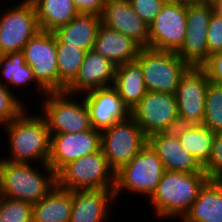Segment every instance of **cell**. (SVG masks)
Returning <instances> with one entry per match:
<instances>
[{
	"mask_svg": "<svg viewBox=\"0 0 222 222\" xmlns=\"http://www.w3.org/2000/svg\"><path fill=\"white\" fill-rule=\"evenodd\" d=\"M107 0H73L79 13L95 14L101 16Z\"/></svg>",
	"mask_w": 222,
	"mask_h": 222,
	"instance_id": "8d00e7d4",
	"label": "cell"
},
{
	"mask_svg": "<svg viewBox=\"0 0 222 222\" xmlns=\"http://www.w3.org/2000/svg\"><path fill=\"white\" fill-rule=\"evenodd\" d=\"M209 83L201 67L190 66L180 77L175 92L180 124H202Z\"/></svg>",
	"mask_w": 222,
	"mask_h": 222,
	"instance_id": "5bb4252c",
	"label": "cell"
},
{
	"mask_svg": "<svg viewBox=\"0 0 222 222\" xmlns=\"http://www.w3.org/2000/svg\"><path fill=\"white\" fill-rule=\"evenodd\" d=\"M174 131L182 147L203 165L209 158L216 133L203 124H179Z\"/></svg>",
	"mask_w": 222,
	"mask_h": 222,
	"instance_id": "4316f807",
	"label": "cell"
},
{
	"mask_svg": "<svg viewBox=\"0 0 222 222\" xmlns=\"http://www.w3.org/2000/svg\"><path fill=\"white\" fill-rule=\"evenodd\" d=\"M208 53L222 52V16L212 13L207 30Z\"/></svg>",
	"mask_w": 222,
	"mask_h": 222,
	"instance_id": "e575fe53",
	"label": "cell"
},
{
	"mask_svg": "<svg viewBox=\"0 0 222 222\" xmlns=\"http://www.w3.org/2000/svg\"><path fill=\"white\" fill-rule=\"evenodd\" d=\"M146 144L147 136L131 116L101 131V149L115 173Z\"/></svg>",
	"mask_w": 222,
	"mask_h": 222,
	"instance_id": "ba28073f",
	"label": "cell"
},
{
	"mask_svg": "<svg viewBox=\"0 0 222 222\" xmlns=\"http://www.w3.org/2000/svg\"><path fill=\"white\" fill-rule=\"evenodd\" d=\"M50 135V156L47 164L56 174L71 161L101 149V131L94 128L84 132Z\"/></svg>",
	"mask_w": 222,
	"mask_h": 222,
	"instance_id": "9a60e30c",
	"label": "cell"
},
{
	"mask_svg": "<svg viewBox=\"0 0 222 222\" xmlns=\"http://www.w3.org/2000/svg\"><path fill=\"white\" fill-rule=\"evenodd\" d=\"M36 9L40 30L53 32L78 14L73 0H31Z\"/></svg>",
	"mask_w": 222,
	"mask_h": 222,
	"instance_id": "484cf974",
	"label": "cell"
},
{
	"mask_svg": "<svg viewBox=\"0 0 222 222\" xmlns=\"http://www.w3.org/2000/svg\"><path fill=\"white\" fill-rule=\"evenodd\" d=\"M14 92L0 83V126L17 118L26 108Z\"/></svg>",
	"mask_w": 222,
	"mask_h": 222,
	"instance_id": "1f68e13d",
	"label": "cell"
},
{
	"mask_svg": "<svg viewBox=\"0 0 222 222\" xmlns=\"http://www.w3.org/2000/svg\"><path fill=\"white\" fill-rule=\"evenodd\" d=\"M147 143L162 161L165 171L182 173L203 171L198 160L182 147L174 130L152 134L147 137Z\"/></svg>",
	"mask_w": 222,
	"mask_h": 222,
	"instance_id": "d6986e66",
	"label": "cell"
},
{
	"mask_svg": "<svg viewBox=\"0 0 222 222\" xmlns=\"http://www.w3.org/2000/svg\"><path fill=\"white\" fill-rule=\"evenodd\" d=\"M25 63L36 81L47 92H58L56 37L53 32L40 30L24 46Z\"/></svg>",
	"mask_w": 222,
	"mask_h": 222,
	"instance_id": "8fae6325",
	"label": "cell"
},
{
	"mask_svg": "<svg viewBox=\"0 0 222 222\" xmlns=\"http://www.w3.org/2000/svg\"><path fill=\"white\" fill-rule=\"evenodd\" d=\"M84 95L91 126L96 130L103 131L131 116L130 109L113 86L98 88Z\"/></svg>",
	"mask_w": 222,
	"mask_h": 222,
	"instance_id": "2e32d148",
	"label": "cell"
},
{
	"mask_svg": "<svg viewBox=\"0 0 222 222\" xmlns=\"http://www.w3.org/2000/svg\"><path fill=\"white\" fill-rule=\"evenodd\" d=\"M0 222H33V204L0 196Z\"/></svg>",
	"mask_w": 222,
	"mask_h": 222,
	"instance_id": "4dcf8cb0",
	"label": "cell"
},
{
	"mask_svg": "<svg viewBox=\"0 0 222 222\" xmlns=\"http://www.w3.org/2000/svg\"><path fill=\"white\" fill-rule=\"evenodd\" d=\"M116 65L106 57L98 54L95 50L85 53L79 73L75 80L65 89L72 94L87 93L98 88L112 86L116 74Z\"/></svg>",
	"mask_w": 222,
	"mask_h": 222,
	"instance_id": "ac0fdd59",
	"label": "cell"
},
{
	"mask_svg": "<svg viewBox=\"0 0 222 222\" xmlns=\"http://www.w3.org/2000/svg\"><path fill=\"white\" fill-rule=\"evenodd\" d=\"M204 171L199 173H182L165 171L149 198L155 216L161 219H183L197 199L199 190L208 180Z\"/></svg>",
	"mask_w": 222,
	"mask_h": 222,
	"instance_id": "7a4b0ae2",
	"label": "cell"
},
{
	"mask_svg": "<svg viewBox=\"0 0 222 222\" xmlns=\"http://www.w3.org/2000/svg\"><path fill=\"white\" fill-rule=\"evenodd\" d=\"M200 67L210 82L222 85V52L210 55Z\"/></svg>",
	"mask_w": 222,
	"mask_h": 222,
	"instance_id": "d590c367",
	"label": "cell"
},
{
	"mask_svg": "<svg viewBox=\"0 0 222 222\" xmlns=\"http://www.w3.org/2000/svg\"><path fill=\"white\" fill-rule=\"evenodd\" d=\"M131 117L147 137L173 131L180 124L175 94L147 91L131 110Z\"/></svg>",
	"mask_w": 222,
	"mask_h": 222,
	"instance_id": "9c48e42d",
	"label": "cell"
},
{
	"mask_svg": "<svg viewBox=\"0 0 222 222\" xmlns=\"http://www.w3.org/2000/svg\"><path fill=\"white\" fill-rule=\"evenodd\" d=\"M0 69L2 70L0 73L5 80L4 82L0 80V83L9 90L12 91L9 86L14 88L25 86L26 88L28 83L30 84L33 82L39 89V92H42V95L47 93V91L36 81L31 67L25 63L24 53L22 51L0 55Z\"/></svg>",
	"mask_w": 222,
	"mask_h": 222,
	"instance_id": "83f0119b",
	"label": "cell"
},
{
	"mask_svg": "<svg viewBox=\"0 0 222 222\" xmlns=\"http://www.w3.org/2000/svg\"><path fill=\"white\" fill-rule=\"evenodd\" d=\"M136 14L148 25L161 12L167 0H129Z\"/></svg>",
	"mask_w": 222,
	"mask_h": 222,
	"instance_id": "836d02e7",
	"label": "cell"
},
{
	"mask_svg": "<svg viewBox=\"0 0 222 222\" xmlns=\"http://www.w3.org/2000/svg\"><path fill=\"white\" fill-rule=\"evenodd\" d=\"M202 168L209 179H222V135L215 134L209 158Z\"/></svg>",
	"mask_w": 222,
	"mask_h": 222,
	"instance_id": "d6a6232c",
	"label": "cell"
},
{
	"mask_svg": "<svg viewBox=\"0 0 222 222\" xmlns=\"http://www.w3.org/2000/svg\"><path fill=\"white\" fill-rule=\"evenodd\" d=\"M183 222H222V179H208Z\"/></svg>",
	"mask_w": 222,
	"mask_h": 222,
	"instance_id": "603a6c76",
	"label": "cell"
},
{
	"mask_svg": "<svg viewBox=\"0 0 222 222\" xmlns=\"http://www.w3.org/2000/svg\"><path fill=\"white\" fill-rule=\"evenodd\" d=\"M187 4L166 1L149 24L148 48L177 52L185 39Z\"/></svg>",
	"mask_w": 222,
	"mask_h": 222,
	"instance_id": "7c38bea8",
	"label": "cell"
},
{
	"mask_svg": "<svg viewBox=\"0 0 222 222\" xmlns=\"http://www.w3.org/2000/svg\"><path fill=\"white\" fill-rule=\"evenodd\" d=\"M202 124L216 134L222 131V85L210 82L206 91Z\"/></svg>",
	"mask_w": 222,
	"mask_h": 222,
	"instance_id": "f546056e",
	"label": "cell"
},
{
	"mask_svg": "<svg viewBox=\"0 0 222 222\" xmlns=\"http://www.w3.org/2000/svg\"><path fill=\"white\" fill-rule=\"evenodd\" d=\"M26 114L27 109L4 124L9 140L10 158L2 159L12 163H34L38 160L39 165L47 164L51 143L47 122L42 115Z\"/></svg>",
	"mask_w": 222,
	"mask_h": 222,
	"instance_id": "6da1fadb",
	"label": "cell"
},
{
	"mask_svg": "<svg viewBox=\"0 0 222 222\" xmlns=\"http://www.w3.org/2000/svg\"><path fill=\"white\" fill-rule=\"evenodd\" d=\"M213 12L212 4H187L185 39L176 53L189 66L200 67L210 56L207 30Z\"/></svg>",
	"mask_w": 222,
	"mask_h": 222,
	"instance_id": "4fadbf2b",
	"label": "cell"
},
{
	"mask_svg": "<svg viewBox=\"0 0 222 222\" xmlns=\"http://www.w3.org/2000/svg\"><path fill=\"white\" fill-rule=\"evenodd\" d=\"M215 1L216 0H201V2H205V3H208V4H212Z\"/></svg>",
	"mask_w": 222,
	"mask_h": 222,
	"instance_id": "ab89813d",
	"label": "cell"
},
{
	"mask_svg": "<svg viewBox=\"0 0 222 222\" xmlns=\"http://www.w3.org/2000/svg\"><path fill=\"white\" fill-rule=\"evenodd\" d=\"M101 24L148 47L149 25L133 10L129 0H107L101 14Z\"/></svg>",
	"mask_w": 222,
	"mask_h": 222,
	"instance_id": "e0dca14e",
	"label": "cell"
},
{
	"mask_svg": "<svg viewBox=\"0 0 222 222\" xmlns=\"http://www.w3.org/2000/svg\"><path fill=\"white\" fill-rule=\"evenodd\" d=\"M72 210V191L56 186L40 201L33 204V222H69Z\"/></svg>",
	"mask_w": 222,
	"mask_h": 222,
	"instance_id": "d4e9b609",
	"label": "cell"
},
{
	"mask_svg": "<svg viewBox=\"0 0 222 222\" xmlns=\"http://www.w3.org/2000/svg\"><path fill=\"white\" fill-rule=\"evenodd\" d=\"M57 185L67 190L114 189L115 172L100 149L71 161L57 174Z\"/></svg>",
	"mask_w": 222,
	"mask_h": 222,
	"instance_id": "5b68a950",
	"label": "cell"
},
{
	"mask_svg": "<svg viewBox=\"0 0 222 222\" xmlns=\"http://www.w3.org/2000/svg\"><path fill=\"white\" fill-rule=\"evenodd\" d=\"M7 9L0 17V55L22 51L25 44L40 31L31 0H22Z\"/></svg>",
	"mask_w": 222,
	"mask_h": 222,
	"instance_id": "30bf717a",
	"label": "cell"
},
{
	"mask_svg": "<svg viewBox=\"0 0 222 222\" xmlns=\"http://www.w3.org/2000/svg\"><path fill=\"white\" fill-rule=\"evenodd\" d=\"M40 107L50 134L84 132L92 129L85 101H76L72 94L47 92ZM80 102V103H79Z\"/></svg>",
	"mask_w": 222,
	"mask_h": 222,
	"instance_id": "52a82bcc",
	"label": "cell"
},
{
	"mask_svg": "<svg viewBox=\"0 0 222 222\" xmlns=\"http://www.w3.org/2000/svg\"><path fill=\"white\" fill-rule=\"evenodd\" d=\"M56 52L59 72L58 92H64L77 77L86 52L63 43H56Z\"/></svg>",
	"mask_w": 222,
	"mask_h": 222,
	"instance_id": "f1b7e54d",
	"label": "cell"
},
{
	"mask_svg": "<svg viewBox=\"0 0 222 222\" xmlns=\"http://www.w3.org/2000/svg\"><path fill=\"white\" fill-rule=\"evenodd\" d=\"M142 47L127 35L101 24L93 50L116 66L135 61Z\"/></svg>",
	"mask_w": 222,
	"mask_h": 222,
	"instance_id": "44dd1931",
	"label": "cell"
},
{
	"mask_svg": "<svg viewBox=\"0 0 222 222\" xmlns=\"http://www.w3.org/2000/svg\"><path fill=\"white\" fill-rule=\"evenodd\" d=\"M165 169L160 158L147 143L126 165L115 173V200L125 189L131 193L152 196Z\"/></svg>",
	"mask_w": 222,
	"mask_h": 222,
	"instance_id": "277c9868",
	"label": "cell"
},
{
	"mask_svg": "<svg viewBox=\"0 0 222 222\" xmlns=\"http://www.w3.org/2000/svg\"><path fill=\"white\" fill-rule=\"evenodd\" d=\"M41 167L43 172L30 163H12L0 158V196L31 204L43 199L56 186L57 178L48 164Z\"/></svg>",
	"mask_w": 222,
	"mask_h": 222,
	"instance_id": "3957f363",
	"label": "cell"
},
{
	"mask_svg": "<svg viewBox=\"0 0 222 222\" xmlns=\"http://www.w3.org/2000/svg\"><path fill=\"white\" fill-rule=\"evenodd\" d=\"M167 1L180 2V3H184V4H191V3L200 2L201 0H167Z\"/></svg>",
	"mask_w": 222,
	"mask_h": 222,
	"instance_id": "f35d334b",
	"label": "cell"
},
{
	"mask_svg": "<svg viewBox=\"0 0 222 222\" xmlns=\"http://www.w3.org/2000/svg\"><path fill=\"white\" fill-rule=\"evenodd\" d=\"M112 86L131 111L147 93L140 63L135 60L117 66Z\"/></svg>",
	"mask_w": 222,
	"mask_h": 222,
	"instance_id": "cb8c5ba5",
	"label": "cell"
},
{
	"mask_svg": "<svg viewBox=\"0 0 222 222\" xmlns=\"http://www.w3.org/2000/svg\"><path fill=\"white\" fill-rule=\"evenodd\" d=\"M147 91L175 94L180 77L190 67L176 52L141 48L136 59Z\"/></svg>",
	"mask_w": 222,
	"mask_h": 222,
	"instance_id": "8992f818",
	"label": "cell"
},
{
	"mask_svg": "<svg viewBox=\"0 0 222 222\" xmlns=\"http://www.w3.org/2000/svg\"><path fill=\"white\" fill-rule=\"evenodd\" d=\"M101 25V17L95 14L79 13L69 23L53 31L56 43L78 47L85 52L92 50Z\"/></svg>",
	"mask_w": 222,
	"mask_h": 222,
	"instance_id": "7402d4cb",
	"label": "cell"
},
{
	"mask_svg": "<svg viewBox=\"0 0 222 222\" xmlns=\"http://www.w3.org/2000/svg\"><path fill=\"white\" fill-rule=\"evenodd\" d=\"M114 200V189L73 190L69 222H106Z\"/></svg>",
	"mask_w": 222,
	"mask_h": 222,
	"instance_id": "ffe728a7",
	"label": "cell"
},
{
	"mask_svg": "<svg viewBox=\"0 0 222 222\" xmlns=\"http://www.w3.org/2000/svg\"><path fill=\"white\" fill-rule=\"evenodd\" d=\"M213 11L222 16V0H216L212 3Z\"/></svg>",
	"mask_w": 222,
	"mask_h": 222,
	"instance_id": "74e56055",
	"label": "cell"
}]
</instances>
